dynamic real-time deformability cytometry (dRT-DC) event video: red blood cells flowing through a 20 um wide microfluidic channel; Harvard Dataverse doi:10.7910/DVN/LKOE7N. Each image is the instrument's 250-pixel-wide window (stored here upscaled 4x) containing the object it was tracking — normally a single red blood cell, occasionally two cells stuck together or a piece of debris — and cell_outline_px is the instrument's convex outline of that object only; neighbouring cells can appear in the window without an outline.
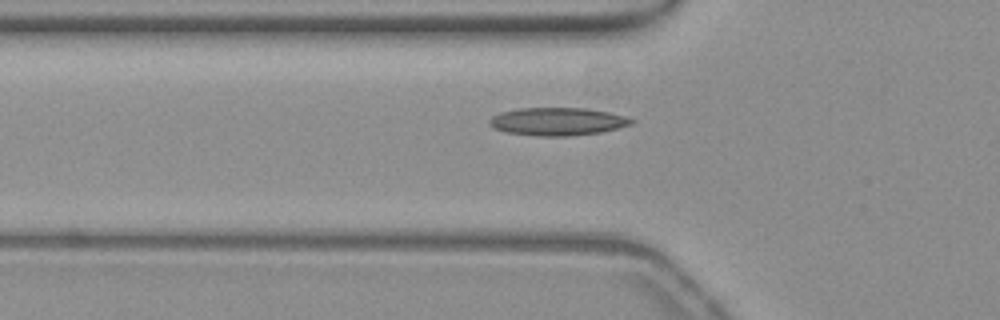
{"species": "common noctule bat (a hibernating species)", "species_latin": "Nyctalus noctula", "temperature_condition": "warm", "stored_images_in_passage": 33, "camera_frame_rate_fps": 3000, "um_per_image_px": 0.085, "animal": {"sex": "female", "body_mass_g": 19.3, "forearm_length_mm": 54.1}, "frame": {"image": 1, "passage_image": 9, "time_ms": 2.667, "image_size_px": [1000, 320], "cell_outline_px": [[636, 120], [632, 124], [600, 132], [568, 136], [540, 136], [508, 132], [492, 128], [488, 124], [488, 120], [492, 116], [500, 112], [520, 108], [588, 108], [628, 116]], "centroid_in_image_um": [47.39, 10.32], "position_along_channel_um": 78.4, "area_um2": 23.12}}
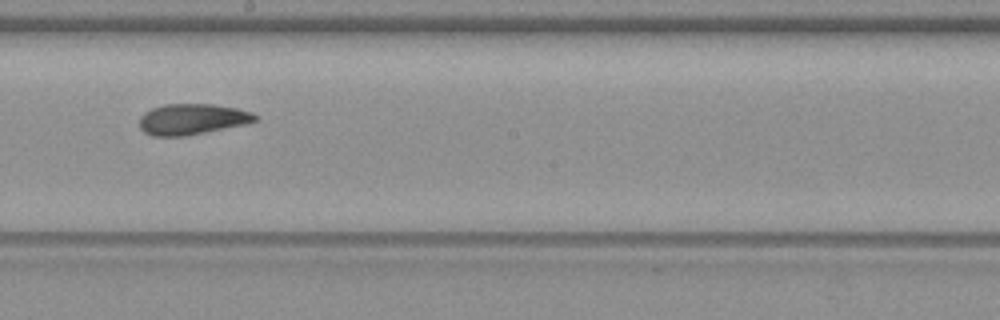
{"frame": {"image": 2, "passage_image": 21, "time_ms": 6.667, "image_size_px": [1000, 320], "cell_outline_px": [[260, 116], [256, 120], [244, 124], [184, 136], [152, 136], [144, 132], [140, 128], [140, 116], [144, 112], [152, 108], [164, 104], [212, 104], [236, 108], [252, 112]], "centroid_in_image_um": [16.31, 10.12], "position_along_channel_um": 231.9, "area_um2": 20.69}}
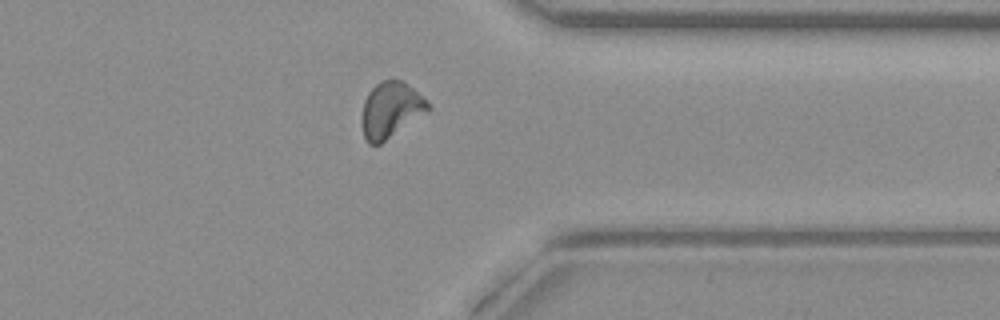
{"frame": {"image": 3, "passage_image": 33, "time_ms": 10.667, "image_size_px": [1000, 320], "cell_outline_px": [[432, 108], [428, 112], [380, 144], [368, 144], [364, 136], [360, 120], [360, 116], [364, 100], [368, 92], [380, 80], [392, 76], [404, 80]], "centroid_in_image_um": [33.17, 9.31], "position_along_channel_um": 378.2, "area_um2": 21.91}, "authors_computed_cell_mechanics": {"area_um2": 20.808, "velocity_mm_per_s": 3.812, "shape_relaxation_time_tau1_ms": 6.5794, "shape_relaxation_time_tau2_ms": 1.2224, "deformation_change_tau1": 0.181, "deformation_change_tau2": 0.0805}}